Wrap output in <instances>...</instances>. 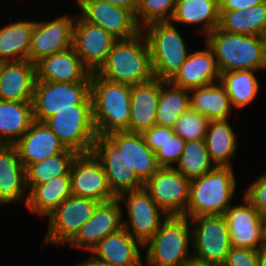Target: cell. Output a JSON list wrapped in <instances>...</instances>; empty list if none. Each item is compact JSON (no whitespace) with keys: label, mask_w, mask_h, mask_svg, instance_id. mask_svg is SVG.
Listing matches in <instances>:
<instances>
[{"label":"cell","mask_w":266,"mask_h":266,"mask_svg":"<svg viewBox=\"0 0 266 266\" xmlns=\"http://www.w3.org/2000/svg\"><path fill=\"white\" fill-rule=\"evenodd\" d=\"M212 49L220 74L233 70L266 72V37L227 33L218 27L204 40Z\"/></svg>","instance_id":"6da1fadb"},{"label":"cell","mask_w":266,"mask_h":266,"mask_svg":"<svg viewBox=\"0 0 266 266\" xmlns=\"http://www.w3.org/2000/svg\"><path fill=\"white\" fill-rule=\"evenodd\" d=\"M90 95L97 135L129 132L131 86L109 81L91 73Z\"/></svg>","instance_id":"7a4b0ae2"},{"label":"cell","mask_w":266,"mask_h":266,"mask_svg":"<svg viewBox=\"0 0 266 266\" xmlns=\"http://www.w3.org/2000/svg\"><path fill=\"white\" fill-rule=\"evenodd\" d=\"M96 73L109 81L130 86L154 78L150 50L144 34L141 32L130 39H118Z\"/></svg>","instance_id":"3957f363"},{"label":"cell","mask_w":266,"mask_h":266,"mask_svg":"<svg viewBox=\"0 0 266 266\" xmlns=\"http://www.w3.org/2000/svg\"><path fill=\"white\" fill-rule=\"evenodd\" d=\"M237 181L233 167L221 166L191 179L184 217L191 219L202 215H224L232 201L236 200Z\"/></svg>","instance_id":"277c9868"},{"label":"cell","mask_w":266,"mask_h":266,"mask_svg":"<svg viewBox=\"0 0 266 266\" xmlns=\"http://www.w3.org/2000/svg\"><path fill=\"white\" fill-rule=\"evenodd\" d=\"M143 251L146 254L143 257L144 266H183L191 261L192 231L189 219L169 216L143 246Z\"/></svg>","instance_id":"5b68a950"},{"label":"cell","mask_w":266,"mask_h":266,"mask_svg":"<svg viewBox=\"0 0 266 266\" xmlns=\"http://www.w3.org/2000/svg\"><path fill=\"white\" fill-rule=\"evenodd\" d=\"M142 33L149 46L153 76L169 81L190 53L181 30L171 22H156L142 28Z\"/></svg>","instance_id":"8992f818"},{"label":"cell","mask_w":266,"mask_h":266,"mask_svg":"<svg viewBox=\"0 0 266 266\" xmlns=\"http://www.w3.org/2000/svg\"><path fill=\"white\" fill-rule=\"evenodd\" d=\"M192 231L193 259L222 266L232 247L223 215H202L189 219Z\"/></svg>","instance_id":"52a82bcc"},{"label":"cell","mask_w":266,"mask_h":266,"mask_svg":"<svg viewBox=\"0 0 266 266\" xmlns=\"http://www.w3.org/2000/svg\"><path fill=\"white\" fill-rule=\"evenodd\" d=\"M45 123L65 148L78 154L92 152L97 137L92 105H74V109L60 110Z\"/></svg>","instance_id":"ba28073f"},{"label":"cell","mask_w":266,"mask_h":266,"mask_svg":"<svg viewBox=\"0 0 266 266\" xmlns=\"http://www.w3.org/2000/svg\"><path fill=\"white\" fill-rule=\"evenodd\" d=\"M34 120L45 122L60 110L92 105L90 82L60 83L36 80L32 100Z\"/></svg>","instance_id":"9c48e42d"},{"label":"cell","mask_w":266,"mask_h":266,"mask_svg":"<svg viewBox=\"0 0 266 266\" xmlns=\"http://www.w3.org/2000/svg\"><path fill=\"white\" fill-rule=\"evenodd\" d=\"M100 202L75 195L67 197L50 215L47 232L40 248L47 245L65 246L91 218Z\"/></svg>","instance_id":"30bf717a"},{"label":"cell","mask_w":266,"mask_h":266,"mask_svg":"<svg viewBox=\"0 0 266 266\" xmlns=\"http://www.w3.org/2000/svg\"><path fill=\"white\" fill-rule=\"evenodd\" d=\"M126 216H122V227L143 246L159 230L169 217L153 201L149 193L140 188L120 194L117 197ZM124 203V204H123Z\"/></svg>","instance_id":"8fae6325"},{"label":"cell","mask_w":266,"mask_h":266,"mask_svg":"<svg viewBox=\"0 0 266 266\" xmlns=\"http://www.w3.org/2000/svg\"><path fill=\"white\" fill-rule=\"evenodd\" d=\"M168 216H184L189 202L190 180L175 168L160 167L143 185Z\"/></svg>","instance_id":"7c38bea8"},{"label":"cell","mask_w":266,"mask_h":266,"mask_svg":"<svg viewBox=\"0 0 266 266\" xmlns=\"http://www.w3.org/2000/svg\"><path fill=\"white\" fill-rule=\"evenodd\" d=\"M241 204H231L224 218L229 230L231 245L237 248L260 250L266 247L265 219L241 196Z\"/></svg>","instance_id":"4fadbf2b"},{"label":"cell","mask_w":266,"mask_h":266,"mask_svg":"<svg viewBox=\"0 0 266 266\" xmlns=\"http://www.w3.org/2000/svg\"><path fill=\"white\" fill-rule=\"evenodd\" d=\"M118 39L102 27L86 21L78 12L73 26L72 47L83 65L97 72Z\"/></svg>","instance_id":"5bb4252c"},{"label":"cell","mask_w":266,"mask_h":266,"mask_svg":"<svg viewBox=\"0 0 266 266\" xmlns=\"http://www.w3.org/2000/svg\"><path fill=\"white\" fill-rule=\"evenodd\" d=\"M74 4L86 21L102 27L117 39H130L142 32L130 10L99 0H76Z\"/></svg>","instance_id":"9a60e30c"},{"label":"cell","mask_w":266,"mask_h":266,"mask_svg":"<svg viewBox=\"0 0 266 266\" xmlns=\"http://www.w3.org/2000/svg\"><path fill=\"white\" fill-rule=\"evenodd\" d=\"M58 16L53 20H36L29 49V61L32 63L72 47L76 14Z\"/></svg>","instance_id":"2e32d148"},{"label":"cell","mask_w":266,"mask_h":266,"mask_svg":"<svg viewBox=\"0 0 266 266\" xmlns=\"http://www.w3.org/2000/svg\"><path fill=\"white\" fill-rule=\"evenodd\" d=\"M92 153L102 164L109 188L116 197L124 192L143 188L144 183L106 135H97Z\"/></svg>","instance_id":"e0dca14e"},{"label":"cell","mask_w":266,"mask_h":266,"mask_svg":"<svg viewBox=\"0 0 266 266\" xmlns=\"http://www.w3.org/2000/svg\"><path fill=\"white\" fill-rule=\"evenodd\" d=\"M69 175L72 195L90 198L100 203L116 198L109 188L102 164L92 152L78 154Z\"/></svg>","instance_id":"ac0fdd59"},{"label":"cell","mask_w":266,"mask_h":266,"mask_svg":"<svg viewBox=\"0 0 266 266\" xmlns=\"http://www.w3.org/2000/svg\"><path fill=\"white\" fill-rule=\"evenodd\" d=\"M123 215L124 212L117 197L99 203L91 218L67 244L68 247L89 253L100 240L123 228Z\"/></svg>","instance_id":"d6986e66"},{"label":"cell","mask_w":266,"mask_h":266,"mask_svg":"<svg viewBox=\"0 0 266 266\" xmlns=\"http://www.w3.org/2000/svg\"><path fill=\"white\" fill-rule=\"evenodd\" d=\"M27 200L25 167L17 149L14 145H0V206H26Z\"/></svg>","instance_id":"ffe728a7"},{"label":"cell","mask_w":266,"mask_h":266,"mask_svg":"<svg viewBox=\"0 0 266 266\" xmlns=\"http://www.w3.org/2000/svg\"><path fill=\"white\" fill-rule=\"evenodd\" d=\"M36 74L40 81L91 82V72L83 65L73 47L43 57L36 63Z\"/></svg>","instance_id":"44dd1931"},{"label":"cell","mask_w":266,"mask_h":266,"mask_svg":"<svg viewBox=\"0 0 266 266\" xmlns=\"http://www.w3.org/2000/svg\"><path fill=\"white\" fill-rule=\"evenodd\" d=\"M143 245L124 228L100 240L89 254L114 266H144Z\"/></svg>","instance_id":"7402d4cb"},{"label":"cell","mask_w":266,"mask_h":266,"mask_svg":"<svg viewBox=\"0 0 266 266\" xmlns=\"http://www.w3.org/2000/svg\"><path fill=\"white\" fill-rule=\"evenodd\" d=\"M204 49L190 52L180 69L169 80L173 85L190 90L220 81V72L212 49L202 43Z\"/></svg>","instance_id":"603a6c76"},{"label":"cell","mask_w":266,"mask_h":266,"mask_svg":"<svg viewBox=\"0 0 266 266\" xmlns=\"http://www.w3.org/2000/svg\"><path fill=\"white\" fill-rule=\"evenodd\" d=\"M36 64L29 60L0 63V100L32 102Z\"/></svg>","instance_id":"cb8c5ba5"},{"label":"cell","mask_w":266,"mask_h":266,"mask_svg":"<svg viewBox=\"0 0 266 266\" xmlns=\"http://www.w3.org/2000/svg\"><path fill=\"white\" fill-rule=\"evenodd\" d=\"M14 146L25 168L29 164L55 156L66 149L45 122L36 120Z\"/></svg>","instance_id":"d4e9b609"},{"label":"cell","mask_w":266,"mask_h":266,"mask_svg":"<svg viewBox=\"0 0 266 266\" xmlns=\"http://www.w3.org/2000/svg\"><path fill=\"white\" fill-rule=\"evenodd\" d=\"M106 136L117 146L118 151L143 183L160 168L155 153L146 145L142 134L116 131Z\"/></svg>","instance_id":"484cf974"},{"label":"cell","mask_w":266,"mask_h":266,"mask_svg":"<svg viewBox=\"0 0 266 266\" xmlns=\"http://www.w3.org/2000/svg\"><path fill=\"white\" fill-rule=\"evenodd\" d=\"M162 80L150 81L131 86L129 132L143 134L156 125L158 98Z\"/></svg>","instance_id":"4316f807"},{"label":"cell","mask_w":266,"mask_h":266,"mask_svg":"<svg viewBox=\"0 0 266 266\" xmlns=\"http://www.w3.org/2000/svg\"><path fill=\"white\" fill-rule=\"evenodd\" d=\"M219 16V0H176L170 22L180 26L197 25L198 33L205 38L218 27Z\"/></svg>","instance_id":"83f0119b"},{"label":"cell","mask_w":266,"mask_h":266,"mask_svg":"<svg viewBox=\"0 0 266 266\" xmlns=\"http://www.w3.org/2000/svg\"><path fill=\"white\" fill-rule=\"evenodd\" d=\"M230 118L210 120L205 142L210 159L215 166L234 167L233 159L238 151L237 132L230 125Z\"/></svg>","instance_id":"f1b7e54d"},{"label":"cell","mask_w":266,"mask_h":266,"mask_svg":"<svg viewBox=\"0 0 266 266\" xmlns=\"http://www.w3.org/2000/svg\"><path fill=\"white\" fill-rule=\"evenodd\" d=\"M190 108L209 120L231 118L234 112L225 87L220 81L189 90Z\"/></svg>","instance_id":"f546056e"},{"label":"cell","mask_w":266,"mask_h":266,"mask_svg":"<svg viewBox=\"0 0 266 266\" xmlns=\"http://www.w3.org/2000/svg\"><path fill=\"white\" fill-rule=\"evenodd\" d=\"M36 20L9 21L0 28V63L29 60L31 34Z\"/></svg>","instance_id":"4dcf8cb0"},{"label":"cell","mask_w":266,"mask_h":266,"mask_svg":"<svg viewBox=\"0 0 266 266\" xmlns=\"http://www.w3.org/2000/svg\"><path fill=\"white\" fill-rule=\"evenodd\" d=\"M71 195L70 176L53 178L36 185L29 193L25 208L29 213L46 218Z\"/></svg>","instance_id":"1f68e13d"},{"label":"cell","mask_w":266,"mask_h":266,"mask_svg":"<svg viewBox=\"0 0 266 266\" xmlns=\"http://www.w3.org/2000/svg\"><path fill=\"white\" fill-rule=\"evenodd\" d=\"M33 121L32 102L0 100V145H14Z\"/></svg>","instance_id":"d6a6232c"},{"label":"cell","mask_w":266,"mask_h":266,"mask_svg":"<svg viewBox=\"0 0 266 266\" xmlns=\"http://www.w3.org/2000/svg\"><path fill=\"white\" fill-rule=\"evenodd\" d=\"M256 73L255 70H233L220 74V82L234 110L247 108L258 97L261 84Z\"/></svg>","instance_id":"836d02e7"},{"label":"cell","mask_w":266,"mask_h":266,"mask_svg":"<svg viewBox=\"0 0 266 266\" xmlns=\"http://www.w3.org/2000/svg\"><path fill=\"white\" fill-rule=\"evenodd\" d=\"M77 152L65 149L62 153L48 157L25 168L26 187L28 193L39 184L60 176H70V169L75 160Z\"/></svg>","instance_id":"e575fe53"},{"label":"cell","mask_w":266,"mask_h":266,"mask_svg":"<svg viewBox=\"0 0 266 266\" xmlns=\"http://www.w3.org/2000/svg\"><path fill=\"white\" fill-rule=\"evenodd\" d=\"M190 108L189 90L162 80L156 113V125L173 128L181 114Z\"/></svg>","instance_id":"d590c367"},{"label":"cell","mask_w":266,"mask_h":266,"mask_svg":"<svg viewBox=\"0 0 266 266\" xmlns=\"http://www.w3.org/2000/svg\"><path fill=\"white\" fill-rule=\"evenodd\" d=\"M216 166L210 159L205 140L186 141L175 169L189 180L202 176Z\"/></svg>","instance_id":"8d00e7d4"},{"label":"cell","mask_w":266,"mask_h":266,"mask_svg":"<svg viewBox=\"0 0 266 266\" xmlns=\"http://www.w3.org/2000/svg\"><path fill=\"white\" fill-rule=\"evenodd\" d=\"M176 0H139V6L135 15L139 27L156 22H170Z\"/></svg>","instance_id":"74e56055"},{"label":"cell","mask_w":266,"mask_h":266,"mask_svg":"<svg viewBox=\"0 0 266 266\" xmlns=\"http://www.w3.org/2000/svg\"><path fill=\"white\" fill-rule=\"evenodd\" d=\"M209 122L207 117L189 108L180 115L173 131L185 141L205 140Z\"/></svg>","instance_id":"f35d334b"},{"label":"cell","mask_w":266,"mask_h":266,"mask_svg":"<svg viewBox=\"0 0 266 266\" xmlns=\"http://www.w3.org/2000/svg\"><path fill=\"white\" fill-rule=\"evenodd\" d=\"M186 141L175 135L173 128L166 127V141L155 153L159 167L174 168L180 160Z\"/></svg>","instance_id":"ab89813d"},{"label":"cell","mask_w":266,"mask_h":266,"mask_svg":"<svg viewBox=\"0 0 266 266\" xmlns=\"http://www.w3.org/2000/svg\"><path fill=\"white\" fill-rule=\"evenodd\" d=\"M250 183L246 187V191L244 190L243 195L260 215L266 219V171Z\"/></svg>","instance_id":"60d3db41"},{"label":"cell","mask_w":266,"mask_h":266,"mask_svg":"<svg viewBox=\"0 0 266 266\" xmlns=\"http://www.w3.org/2000/svg\"><path fill=\"white\" fill-rule=\"evenodd\" d=\"M219 12V29L231 34L247 35V18L244 15V10Z\"/></svg>","instance_id":"b9f144b4"},{"label":"cell","mask_w":266,"mask_h":266,"mask_svg":"<svg viewBox=\"0 0 266 266\" xmlns=\"http://www.w3.org/2000/svg\"><path fill=\"white\" fill-rule=\"evenodd\" d=\"M247 18V35L266 37V1L244 11Z\"/></svg>","instance_id":"7bdbcfd3"},{"label":"cell","mask_w":266,"mask_h":266,"mask_svg":"<svg viewBox=\"0 0 266 266\" xmlns=\"http://www.w3.org/2000/svg\"><path fill=\"white\" fill-rule=\"evenodd\" d=\"M222 266H258V250L232 246Z\"/></svg>","instance_id":"ee69618b"},{"label":"cell","mask_w":266,"mask_h":266,"mask_svg":"<svg viewBox=\"0 0 266 266\" xmlns=\"http://www.w3.org/2000/svg\"><path fill=\"white\" fill-rule=\"evenodd\" d=\"M146 145L156 153L166 141V127L155 125L143 134Z\"/></svg>","instance_id":"f6af8a7d"},{"label":"cell","mask_w":266,"mask_h":266,"mask_svg":"<svg viewBox=\"0 0 266 266\" xmlns=\"http://www.w3.org/2000/svg\"><path fill=\"white\" fill-rule=\"evenodd\" d=\"M266 0H219V11L246 10Z\"/></svg>","instance_id":"bcb514c9"},{"label":"cell","mask_w":266,"mask_h":266,"mask_svg":"<svg viewBox=\"0 0 266 266\" xmlns=\"http://www.w3.org/2000/svg\"><path fill=\"white\" fill-rule=\"evenodd\" d=\"M99 1L107 2L109 4L125 8L133 12L135 15L137 13V9L139 6V0H99Z\"/></svg>","instance_id":"7dc6e473"},{"label":"cell","mask_w":266,"mask_h":266,"mask_svg":"<svg viewBox=\"0 0 266 266\" xmlns=\"http://www.w3.org/2000/svg\"><path fill=\"white\" fill-rule=\"evenodd\" d=\"M81 266H114L93 258L90 254L87 259L78 262Z\"/></svg>","instance_id":"c3c4849f"},{"label":"cell","mask_w":266,"mask_h":266,"mask_svg":"<svg viewBox=\"0 0 266 266\" xmlns=\"http://www.w3.org/2000/svg\"><path fill=\"white\" fill-rule=\"evenodd\" d=\"M258 266H266V247L258 250Z\"/></svg>","instance_id":"681fc988"},{"label":"cell","mask_w":266,"mask_h":266,"mask_svg":"<svg viewBox=\"0 0 266 266\" xmlns=\"http://www.w3.org/2000/svg\"><path fill=\"white\" fill-rule=\"evenodd\" d=\"M183 266H215V265L202 263V262H199V261L192 259L191 261L185 263Z\"/></svg>","instance_id":"f907efd6"},{"label":"cell","mask_w":266,"mask_h":266,"mask_svg":"<svg viewBox=\"0 0 266 266\" xmlns=\"http://www.w3.org/2000/svg\"><path fill=\"white\" fill-rule=\"evenodd\" d=\"M73 266H81V265L79 263H77V264L75 263Z\"/></svg>","instance_id":"816d5d0a"}]
</instances>
